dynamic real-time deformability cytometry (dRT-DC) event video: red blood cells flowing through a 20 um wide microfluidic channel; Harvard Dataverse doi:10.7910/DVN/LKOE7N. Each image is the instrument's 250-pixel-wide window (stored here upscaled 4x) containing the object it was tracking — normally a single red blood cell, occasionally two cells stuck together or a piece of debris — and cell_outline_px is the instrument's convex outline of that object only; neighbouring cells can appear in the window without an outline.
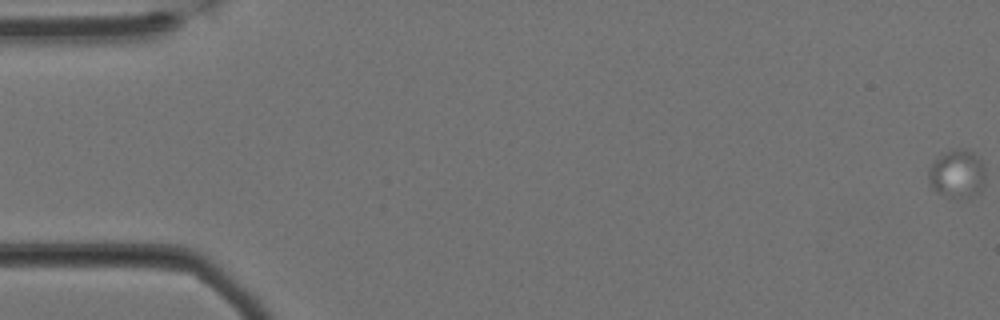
{"species": "Egyptian fruit bat (a non-hibernating species)", "species_latin": "Rousettus aegyptiacus", "temperature_condition": "cold", "stored_images_in_passage": 66, "camera_frame_rate_fps": 3000, "um_per_image_px": 0.085, "animal": {"sex": "female"}, "frame": {"image": 1, "passage_image": 1, "time_ms": 0.0, "image_size_px": [1000, 320], "cell_outline_px": [[984, 184], [980, 192], [972, 196], [952, 196], [936, 192], [932, 188], [928, 180], [928, 172], [932, 164], [944, 152], [952, 148], [964, 148], [972, 152], [980, 160], [984, 168]], "centroid_in_image_um": [81.35, 14.75], "position_along_channel_um": 3.6, "area_um2": 15.72}}
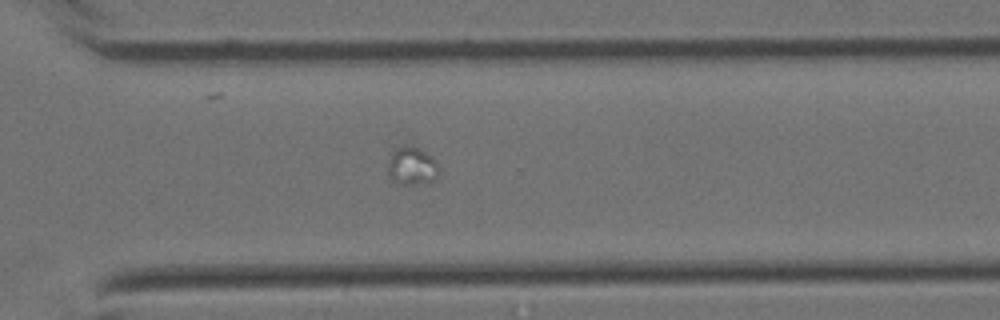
{"frame": {"image": 2, "passage_image": 47, "time_ms": 15.333, "image_size_px": [1000, 320], "cell_outline_px": [[440, 172], [436, 176], [428, 180], [412, 184], [396, 184], [388, 176], [388, 160], [392, 152], [396, 148], [404, 144], [416, 148], [432, 156], [436, 160], [440, 168]], "centroid_in_image_um": [34.97, 14.09], "position_along_channel_um": 335.6, "area_um2": 11.21}}
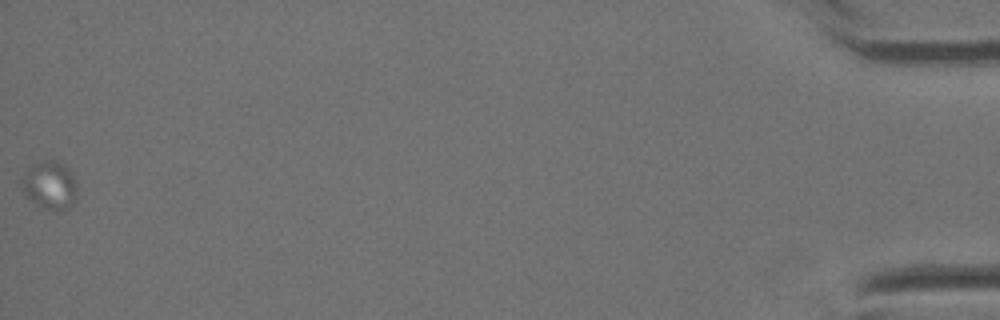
{"frame": {"image": 3, "passage_image": 66, "time_ms": 21.667, "image_size_px": [1000, 320], "cell_outline_px": [[76, 196], [72, 204], [68, 208], [60, 212], [44, 208], [32, 200], [24, 192], [20, 180], [24, 172], [40, 160], [52, 160], [64, 164], [68, 168], [76, 180]], "centroid_in_image_um": [4.25, 15.73], "position_along_channel_um": 431.0, "area_um2": 15.49}}